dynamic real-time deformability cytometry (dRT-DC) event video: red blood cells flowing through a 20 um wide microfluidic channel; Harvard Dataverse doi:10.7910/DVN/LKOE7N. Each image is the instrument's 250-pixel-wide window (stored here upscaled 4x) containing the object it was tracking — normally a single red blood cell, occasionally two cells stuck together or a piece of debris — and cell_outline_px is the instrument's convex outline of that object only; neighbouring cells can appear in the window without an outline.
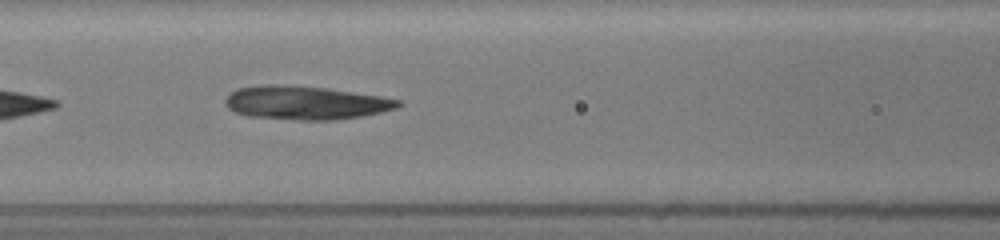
{"species": "common noctule bat (a hibernating species)", "species_latin": "Nyctalus noctula", "temperature_condition": "room temperature", "stored_images_in_passage": 7, "camera_frame_rate_fps": 3000, "um_per_image_px": 0.085, "animal": {"sex": "female", "body_mass_g": 19.5, "forearm_length_mm": 54.1}, "frame": {"image": 1, "passage_image": 7, "time_ms": 3.0, "image_size_px": [1000, 240], "cell_outline_px": [[404, 104], [396, 108], [380, 112], [360, 116], [336, 120], [300, 120], [248, 116], [236, 112], [228, 108], [224, 100], [236, 88], [268, 84], [284, 84], [328, 88], [380, 96], [400, 100]], "centroid_in_image_um": [25.98, 8.73], "position_along_channel_um": 140.6, "area_um2": 33.81}}